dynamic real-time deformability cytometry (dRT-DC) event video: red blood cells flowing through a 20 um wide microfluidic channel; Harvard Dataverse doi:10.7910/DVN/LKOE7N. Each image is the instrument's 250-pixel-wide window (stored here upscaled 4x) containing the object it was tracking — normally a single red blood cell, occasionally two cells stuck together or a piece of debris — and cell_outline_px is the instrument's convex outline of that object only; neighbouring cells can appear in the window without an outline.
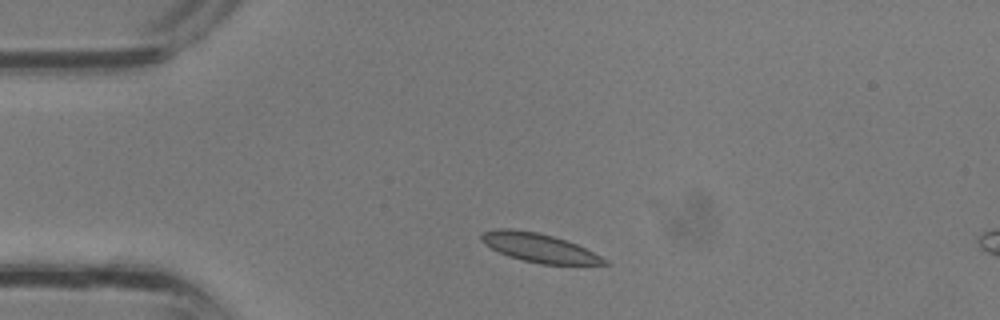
{"species": "common noctule bat (a hibernating species)", "species_latin": "Nyctalus noctula", "temperature_condition": "room temperature", "stored_images_in_passage": 28, "camera_frame_rate_fps": 3000, "um_per_image_px": 0.085, "animal": {"sex": "male", "body_mass_g": 13.3}, "frame": {"image": 1, "passage_image": 1, "time_ms": 0.0, "image_size_px": [1000, 320], "cell_outline_px": [[612, 264], [540, 264], [508, 256], [484, 244], [480, 240], [480, 236], [484, 232], [496, 228], [512, 228], [536, 232], [552, 236], [576, 244], [608, 260]], "centroid_in_image_um": [45.79, 21.05], "position_along_channel_um": 39.2, "area_um2": 20.35}}
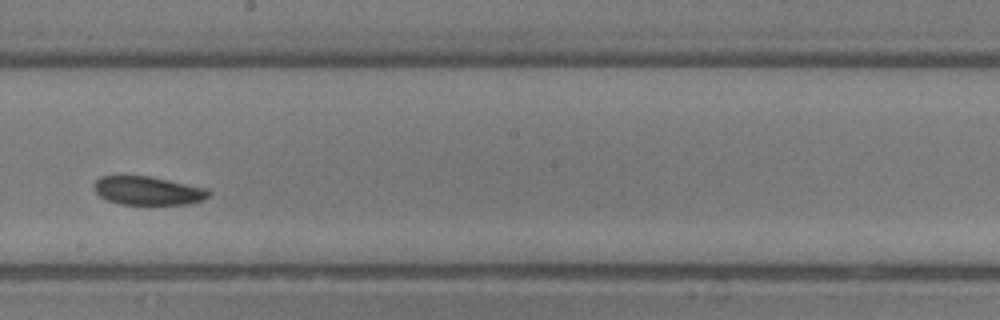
{"frame": {"image": 2, "passage_image": 13, "time_ms": 4.0, "image_size_px": [1000, 320], "cell_outline_px": [[212, 192], [204, 200], [192, 204], [120, 204], [108, 200], [100, 196], [92, 188], [92, 184], [100, 176], [148, 176], [208, 188]], "centroid_in_image_um": [12.59, 16.21], "position_along_channel_um": 235.6, "area_um2": 19.19}}
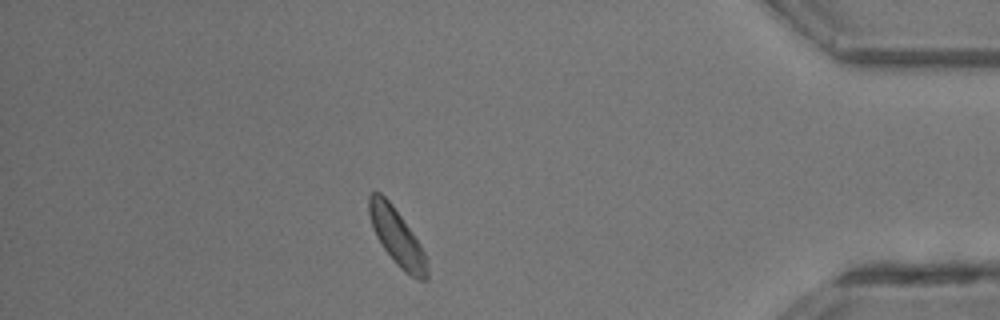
{"frame": {"image": 3, "passage_image": 24, "time_ms": 7.667, "image_size_px": [1000, 320], "cell_outline_px": [[428, 280], [420, 280], [404, 272], [396, 264], [384, 248], [376, 236], [372, 228], [368, 212], [368, 196], [372, 192], [380, 192], [392, 204], [412, 232], [420, 244], [428, 260]], "centroid_in_image_um": [33.74, 20.15], "position_along_channel_um": 401.5, "area_um2": 19.13}}